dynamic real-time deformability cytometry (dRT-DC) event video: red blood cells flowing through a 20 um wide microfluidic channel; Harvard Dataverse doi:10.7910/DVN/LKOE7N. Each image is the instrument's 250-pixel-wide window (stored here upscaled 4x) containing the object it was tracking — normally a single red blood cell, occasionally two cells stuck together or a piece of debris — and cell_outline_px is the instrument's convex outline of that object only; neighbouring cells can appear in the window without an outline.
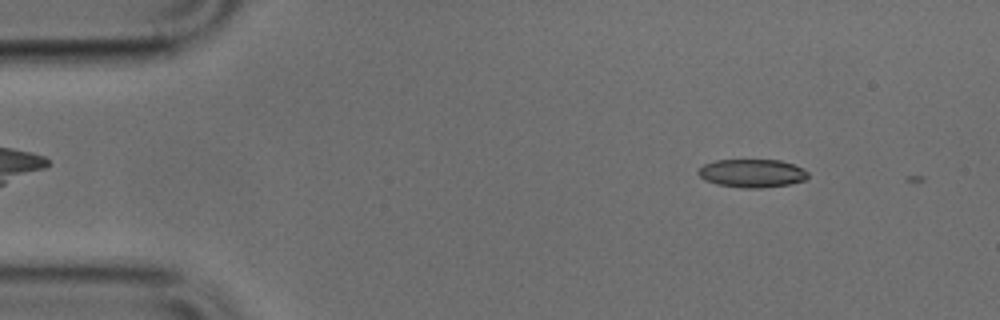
{"species": "common noctule bat (a hibernating species)", "species_latin": "Nyctalus noctula", "temperature_condition": "cold", "stored_images_in_passage": 5, "camera_frame_rate_fps": 3000, "um_per_image_px": 0.085, "animal": {"sex": "male", "body_mass_g": 17.9, "forearm_length_mm": 54.2}, "frame": {"image": 1, "passage_image": 3, "time_ms": 0.667, "image_size_px": [1000, 320], "cell_outline_px": [[808, 176], [804, 180], [788, 184], [760, 188], [744, 188], [716, 184], [704, 180], [696, 172], [704, 164], [716, 160], [780, 160], [804, 168], [808, 172]], "centroid_in_image_um": [63.91, 14.72], "position_along_channel_um": 21.1, "area_um2": 18.03}}